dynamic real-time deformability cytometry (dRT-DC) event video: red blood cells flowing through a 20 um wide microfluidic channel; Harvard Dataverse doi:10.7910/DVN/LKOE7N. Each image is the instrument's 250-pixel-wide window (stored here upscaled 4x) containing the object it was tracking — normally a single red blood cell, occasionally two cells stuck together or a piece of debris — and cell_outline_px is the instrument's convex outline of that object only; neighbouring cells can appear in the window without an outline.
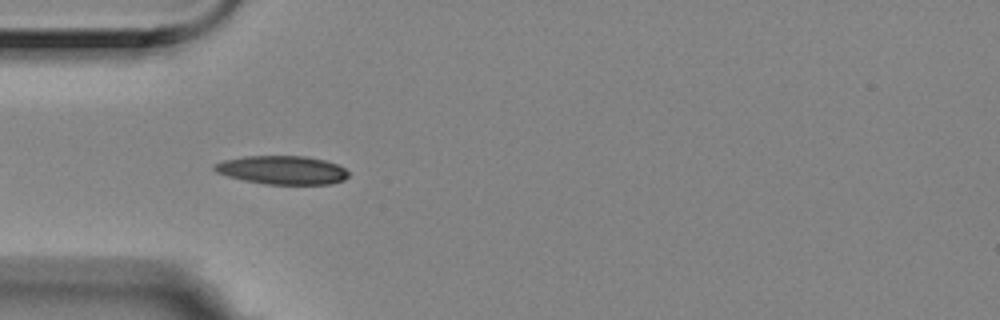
{"species": "Egyptian fruit bat (a non-hibernating species)", "species_latin": "Rousettus aegyptiacus", "temperature_condition": "room temperature", "stored_images_in_passage": 6, "camera_frame_rate_fps": 3000, "um_per_image_px": 0.085, "animal": {"sex": "female"}, "frame": {"image": 1, "passage_image": 5, "time_ms": 1.333, "image_size_px": [1000, 320], "cell_outline_px": [[348, 176], [344, 180], [332, 184], [264, 184], [244, 180], [228, 176], [216, 172], [212, 168], [212, 164], [224, 160], [244, 156], [304, 156], [324, 160], [336, 164], [344, 168], [348, 172]], "centroid_in_image_um": [23.96, 14.45], "position_along_channel_um": 61.0, "area_um2": 22.31}}
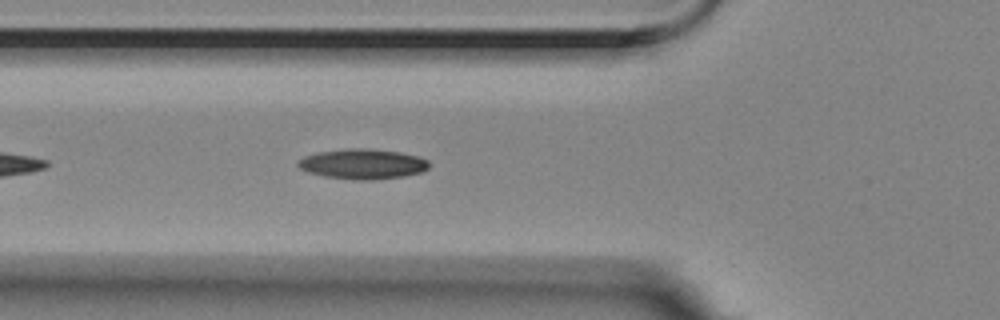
{"frame": {"image": 2, "passage_image": 6, "time_ms": 1.667, "image_size_px": [1000, 320], "cell_outline_px": [[428, 168], [420, 172], [404, 176], [372, 180], [356, 180], [324, 176], [308, 172], [300, 168], [296, 164], [296, 160], [304, 156], [320, 152], [348, 148], [368, 148], [400, 152], [416, 156], [428, 160]], "centroid_in_image_um": [30.79, 13.94], "position_along_channel_um": 95.0, "area_um2": 22.95}}